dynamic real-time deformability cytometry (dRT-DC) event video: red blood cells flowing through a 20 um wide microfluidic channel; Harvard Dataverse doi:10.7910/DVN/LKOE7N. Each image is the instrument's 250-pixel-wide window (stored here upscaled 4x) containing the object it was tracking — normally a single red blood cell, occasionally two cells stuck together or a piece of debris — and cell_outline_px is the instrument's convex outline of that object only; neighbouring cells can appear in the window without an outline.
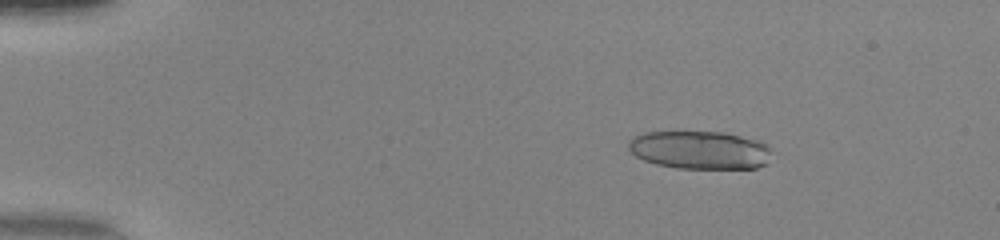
{"species": "human", "species_latin": "Homo sapiens", "temperature_condition": "warm", "stored_images_in_passage": 49, "camera_frame_rate_fps": 3000, "um_per_image_px": 0.085, "donor": {"sex": "female"}, "frame": {"image": 1, "passage_image": 7, "time_ms": 2.0, "image_size_px": [1000, 240], "cell_outline_px": [[768, 152], [764, 164], [756, 168], [676, 168], [656, 164], [644, 160], [636, 156], [628, 148], [628, 140], [632, 136], [644, 132], [724, 132], [760, 140], [768, 148]], "centroid_in_image_um": [59.41, 12.74], "position_along_channel_um": 25.6, "area_um2": 31.62}}
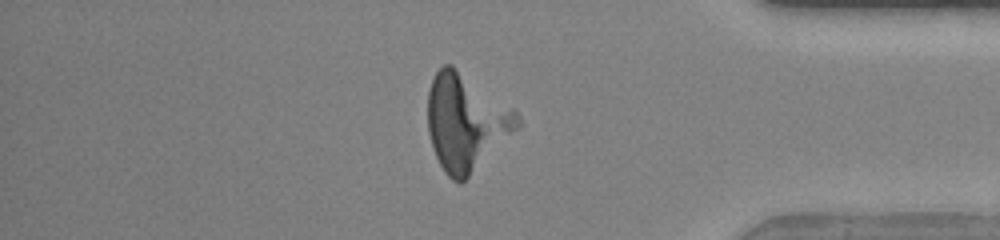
{"frame": {"image": 2, "passage_image": 42, "time_ms": 13.667, "image_size_px": [1000, 240], "cell_outline_px": [[520, 124], [460, 184], [452, 180], [444, 172], [436, 156], [428, 132], [428, 92], [432, 80], [436, 72], [444, 64], [452, 64], [512, 108], [520, 116]], "centroid_in_image_um": [39.56, 10.36], "position_along_channel_um": 395.6, "area_um2": 49.19}}
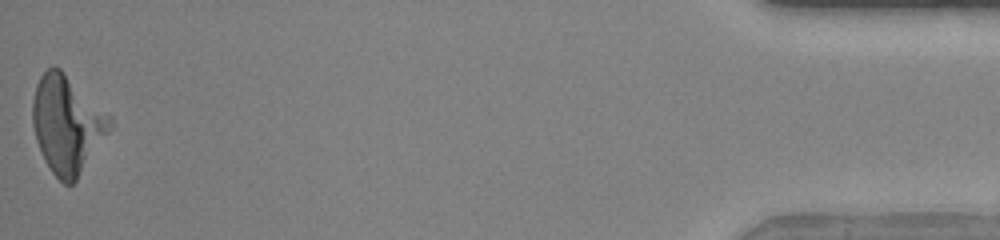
{"frame": {"image": 3, "passage_image": 49, "time_ms": 16.0, "image_size_px": [1000, 240], "cell_outline_px": [[112, 128], [76, 180], [72, 184], [64, 184], [52, 172], [44, 160], [36, 140], [32, 124], [32, 100], [36, 84], [40, 76], [48, 68], [60, 68], [112, 116]], "centroid_in_image_um": [5.7, 10.57], "position_along_channel_um": 429.5, "area_um2": 43.87}}